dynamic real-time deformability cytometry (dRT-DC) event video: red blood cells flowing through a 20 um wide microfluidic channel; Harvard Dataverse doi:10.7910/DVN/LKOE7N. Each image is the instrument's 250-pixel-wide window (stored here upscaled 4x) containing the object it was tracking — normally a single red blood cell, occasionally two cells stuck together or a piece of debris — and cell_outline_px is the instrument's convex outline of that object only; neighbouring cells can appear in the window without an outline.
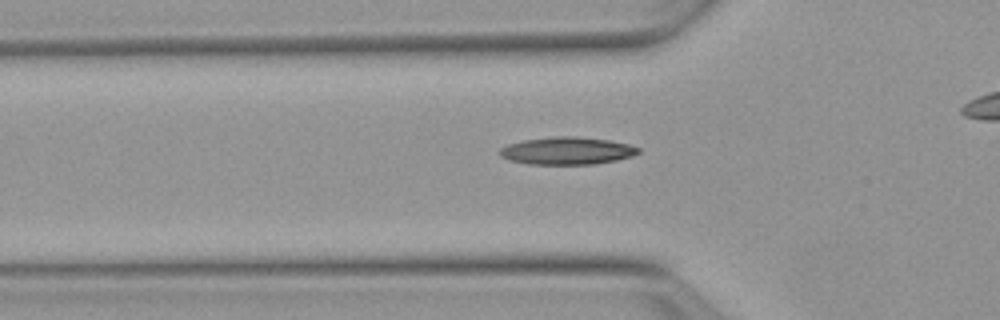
{"species": "Egyptian fruit bat (a non-hibernating species)", "species_latin": "Rousettus aegyptiacus", "temperature_condition": "warm", "stored_images_in_passage": 29, "camera_frame_rate_fps": 3000, "um_per_image_px": 0.085, "animal": {"sex": "female"}, "frame": {"image": 1, "passage_image": 3, "time_ms": 0.667, "image_size_px": [1000, 320], "cell_outline_px": [[640, 152], [632, 156], [616, 160], [596, 164], [528, 164], [508, 160], [500, 156], [500, 148], [508, 144], [524, 140], [552, 136], [576, 136], [608, 140], [628, 144], [640, 148]], "centroid_in_image_um": [48.19, 12.82], "position_along_channel_um": 77.6, "area_um2": 22.25}}
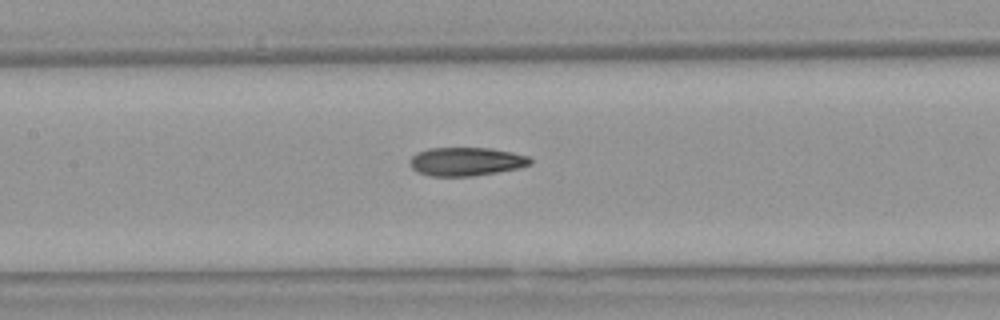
{"frame": {"image": 2, "passage_image": 10, "time_ms": 3.0, "image_size_px": [1000, 320], "cell_outline_px": [[532, 164], [520, 168], [472, 176], [432, 176], [420, 172], [412, 168], [408, 160], [416, 152], [428, 148], [492, 148], [512, 152], [528, 156], [532, 160]], "centroid_in_image_um": [39.63, 13.72], "position_along_channel_um": 167.8, "area_um2": 20.06}}
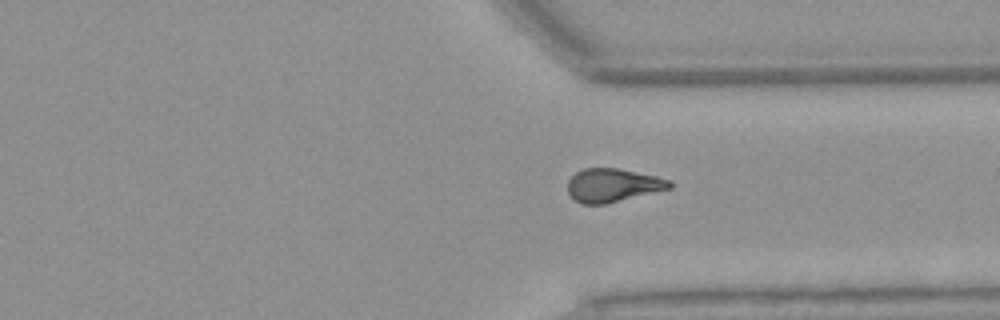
{"frame": {"image": 3, "passage_image": 25, "time_ms": 8.0, "image_size_px": [1000, 320], "cell_outline_px": [[672, 188], [604, 204], [580, 204], [568, 192], [568, 180], [576, 172], [584, 168], [616, 168], [656, 176], [672, 180]], "centroid_in_image_um": [52.09, 15.74], "position_along_channel_um": 359.3, "area_um2": 19.71}}